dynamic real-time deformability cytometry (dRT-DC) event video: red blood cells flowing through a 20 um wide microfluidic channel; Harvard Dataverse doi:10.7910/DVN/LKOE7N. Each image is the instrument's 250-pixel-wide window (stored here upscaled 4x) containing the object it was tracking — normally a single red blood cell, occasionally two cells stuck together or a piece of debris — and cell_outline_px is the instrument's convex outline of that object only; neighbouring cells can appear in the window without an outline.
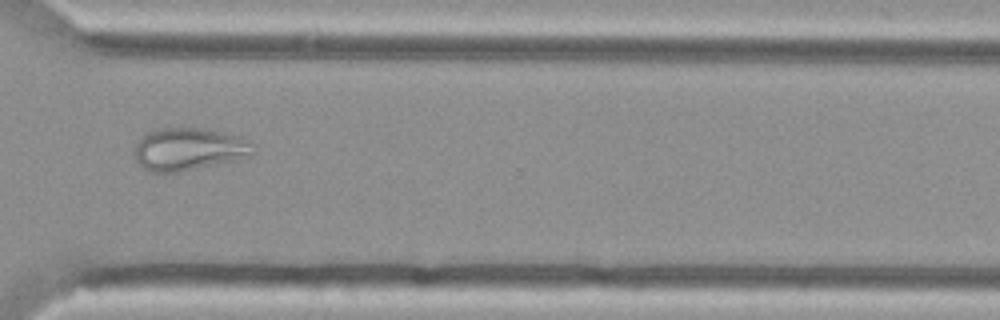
{"species": "Egyptian fruit bat (a non-hibernating species)", "species_latin": "Rousettus aegyptiacus", "temperature_condition": "cold", "stored_images_in_passage": 47, "camera_frame_rate_fps": 3000, "um_per_image_px": 0.085, "animal": {"sex": "female"}, "frame": {"image": 1, "passage_image": 39, "time_ms": 12.667, "image_size_px": [1000, 320], "cell_outline_px": [[256, 152], [232, 160], [196, 168], [176, 172], [148, 172], [136, 164], [136, 144], [148, 132], [156, 128], [200, 128], [240, 136], [256, 144]], "centroid_in_image_um": [16.04, 12.67], "position_along_channel_um": 354.6, "area_um2": 29.13}}
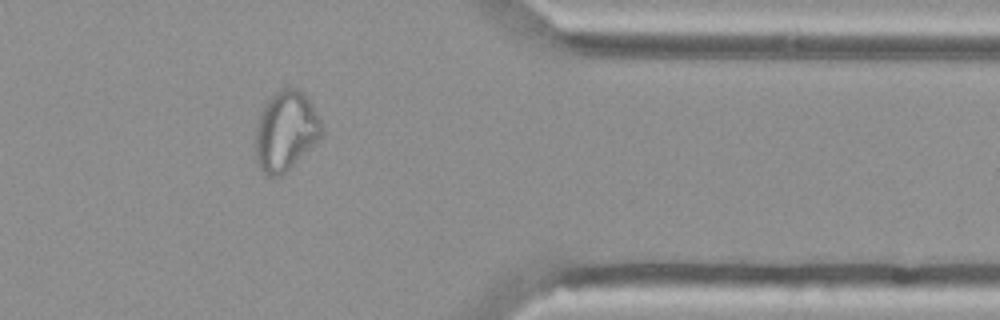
{"frame": {"image": 2, "passage_image": 43, "time_ms": 14.0, "image_size_px": [1000, 320], "cell_outline_px": [[324, 132], [280, 176], [268, 176], [256, 164], [256, 128], [264, 104], [280, 88], [300, 88], [308, 96], [324, 124]], "centroid_in_image_um": [24.3, 11.07], "position_along_channel_um": 387.1, "area_um2": 30.4}}